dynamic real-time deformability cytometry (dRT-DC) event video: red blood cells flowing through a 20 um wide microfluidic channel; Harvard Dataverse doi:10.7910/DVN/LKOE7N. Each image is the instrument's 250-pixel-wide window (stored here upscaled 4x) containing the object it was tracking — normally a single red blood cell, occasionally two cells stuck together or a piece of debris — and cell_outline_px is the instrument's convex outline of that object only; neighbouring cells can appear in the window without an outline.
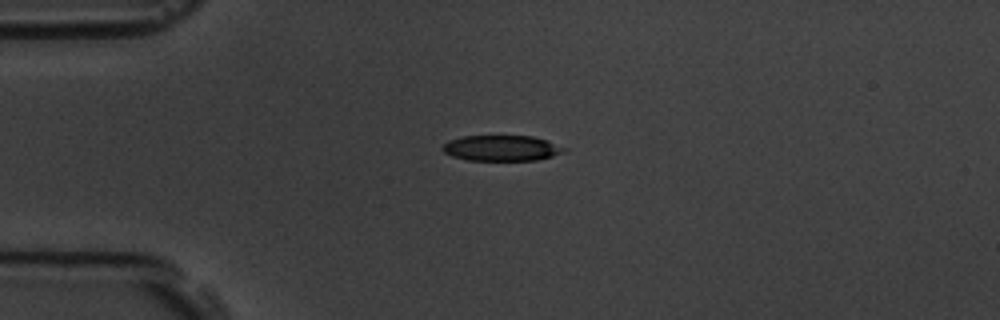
{"species": "common noctule bat (a hibernating species)", "species_latin": "Nyctalus noctula", "temperature_condition": "room temperature", "stored_images_in_passage": 44, "camera_frame_rate_fps": 3000, "um_per_image_px": 0.085, "animal": {"sex": "male", "body_mass_g": 19.5, "forearm_length_mm": 54.6}, "frame": {"image": 1, "passage_image": 1, "time_ms": 0.0, "image_size_px": [1000, 320], "cell_outline_px": [[568, 148], [564, 152], [552, 156], [536, 160], [468, 160], [452, 156], [444, 152], [440, 148], [448, 140], [464, 136], [532, 136], [548, 140]], "centroid_in_image_um": [42.65, 12.58], "position_along_channel_um": 42.4, "area_um2": 18.21}}
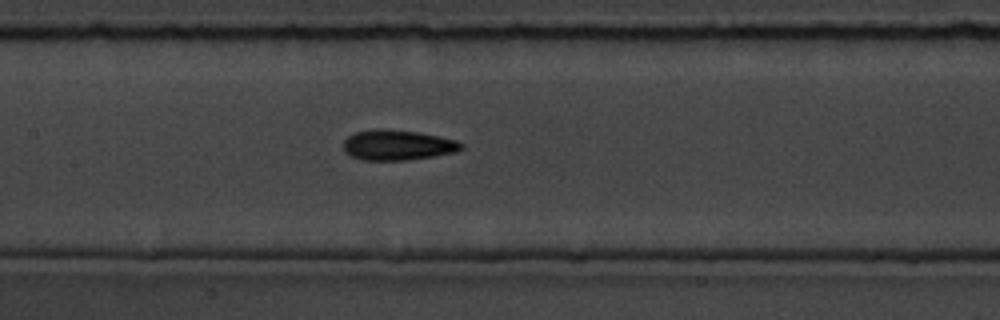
{"frame": {"image": 2, "passage_image": 14, "time_ms": 4.333, "image_size_px": [1000, 320], "cell_outline_px": [[464, 148], [456, 152], [436, 156], [408, 160], [360, 160], [344, 152], [344, 140], [348, 136], [356, 132], [376, 128], [388, 128], [420, 132], [456, 140], [464, 144]], "centroid_in_image_um": [33.81, 12.32], "position_along_channel_um": 173.6, "area_um2": 21.15}}
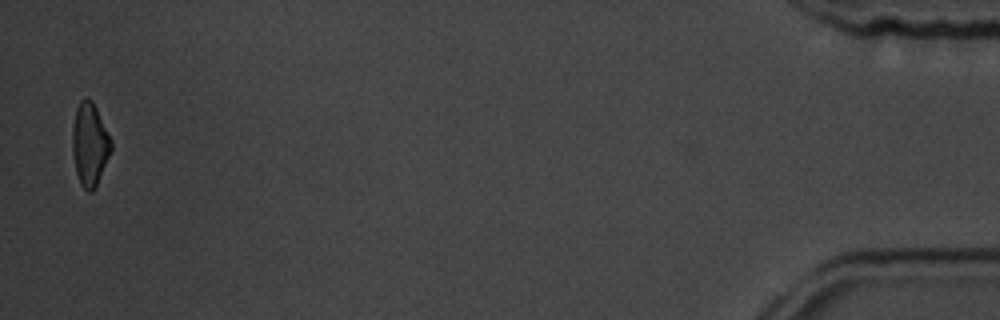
{"frame": {"image": 3, "passage_image": 43, "time_ms": 14.0, "image_size_px": [1000, 320], "cell_outline_px": [[112, 148], [96, 184], [92, 192], [88, 192], [80, 184], [76, 172], [72, 148], [72, 128], [76, 108], [80, 100], [84, 96], [92, 100], [112, 140]], "centroid_in_image_um": [7.61, 12.22], "position_along_channel_um": 427.6, "area_um2": 18.55}, "authors_computed_cell_mechanics": {"area_um2": 19.8832, "velocity_mm_per_s": 3.5934, "shape_relaxation_time_tau1_ms": 3.45, "shape_relaxation_time_tau2_ms": 3.5006, "deformation_change_tau1": 0.1205, "deformation_change_tau2": 0.1224}}